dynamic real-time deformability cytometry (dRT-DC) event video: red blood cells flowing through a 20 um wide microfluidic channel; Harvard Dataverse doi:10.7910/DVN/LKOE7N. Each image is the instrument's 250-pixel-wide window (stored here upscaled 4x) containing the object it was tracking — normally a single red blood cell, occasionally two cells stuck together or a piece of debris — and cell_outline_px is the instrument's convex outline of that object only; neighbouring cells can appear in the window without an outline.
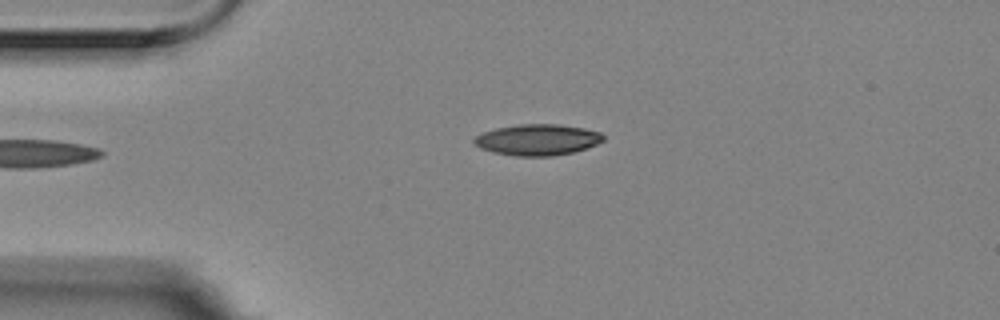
{"species": "Egyptian fruit bat (a non-hibernating species)", "species_latin": "Rousettus aegyptiacus", "temperature_condition": "room temperature", "stored_images_in_passage": 3, "camera_frame_rate_fps": 3000, "um_per_image_px": 0.085, "animal": {"sex": "female"}, "frame": {"image": 1, "passage_image": 3, "time_ms": 0.667, "image_size_px": [1000, 320], "cell_outline_px": [[604, 140], [596, 144], [572, 152], [552, 156], [516, 156], [492, 152], [480, 148], [472, 140], [476, 136], [484, 132], [496, 128], [520, 124], [560, 124], [584, 128], [600, 132], [604, 136]], "centroid_in_image_um": [45.68, 11.87], "position_along_channel_um": 39.3, "area_um2": 23.29}}